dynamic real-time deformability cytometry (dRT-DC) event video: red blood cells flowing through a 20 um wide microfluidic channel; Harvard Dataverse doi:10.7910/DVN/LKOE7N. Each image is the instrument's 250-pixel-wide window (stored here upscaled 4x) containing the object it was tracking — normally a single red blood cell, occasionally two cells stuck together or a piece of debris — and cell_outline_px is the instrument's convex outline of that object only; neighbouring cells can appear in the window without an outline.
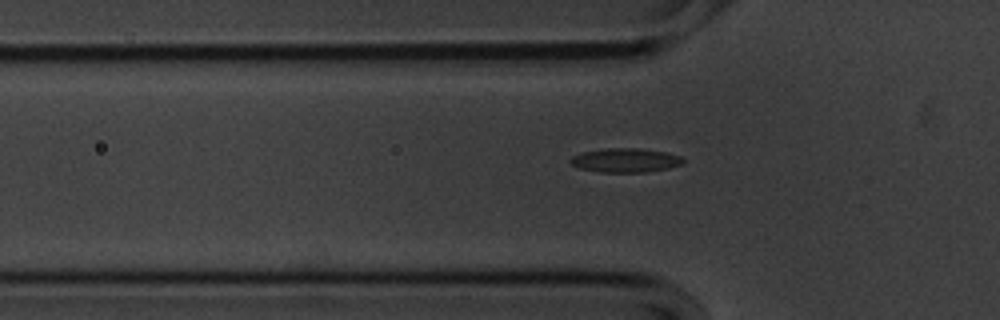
{"species": "common noctule bat (a hibernating species)", "species_latin": "Nyctalus noctula", "temperature_condition": "cold", "stored_images_in_passage": 41, "camera_frame_rate_fps": 3000, "um_per_image_px": 0.085, "animal": {"sex": "male", "body_mass_g": 20.1, "forearm_length_mm": 53.5}, "frame": {"image": 1, "passage_image": 10, "time_ms": 3.0, "image_size_px": [1000, 320], "cell_outline_px": [[684, 164], [668, 168], [644, 172], [600, 172], [580, 168], [572, 164], [568, 160], [572, 156], [580, 152], [604, 148], [640, 148], [668, 152], [680, 156], [684, 160]], "centroid_in_image_um": [53.16, 13.61], "position_along_channel_um": 72.6, "area_um2": 15.95}}
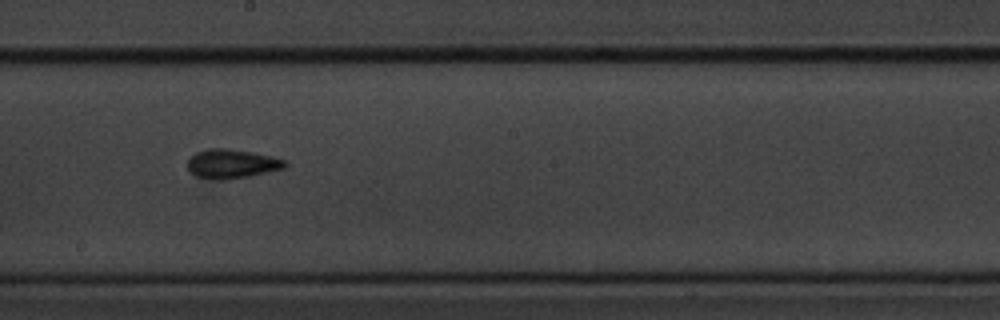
{"frame": {"image": 2, "passage_image": 23, "time_ms": 7.333, "image_size_px": [1000, 320], "cell_outline_px": [[288, 164], [284, 168], [248, 176], [224, 180], [216, 180], [196, 176], [188, 168], [188, 160], [196, 152], [208, 148], [228, 148], [252, 152], [272, 156], [288, 160]], "centroid_in_image_um": [19.73, 13.91], "position_along_channel_um": 228.5, "area_um2": 16.53}}
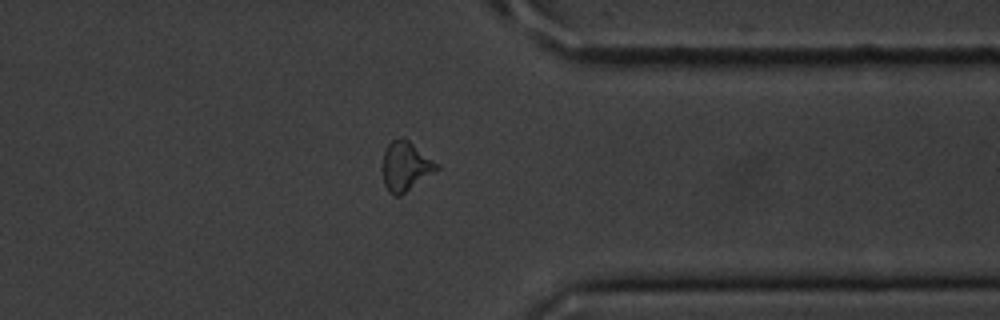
{"frame": {"image": 3, "passage_image": 36, "time_ms": 11.667, "image_size_px": [1000, 320], "cell_outline_px": [[440, 168], [400, 196], [396, 196], [388, 192], [384, 184], [380, 168], [384, 152], [388, 144], [392, 140], [400, 136], [404, 136], [440, 164]], "centroid_in_image_um": [34.45, 14.11], "position_along_channel_um": 376.9, "area_um2": 16.07}}